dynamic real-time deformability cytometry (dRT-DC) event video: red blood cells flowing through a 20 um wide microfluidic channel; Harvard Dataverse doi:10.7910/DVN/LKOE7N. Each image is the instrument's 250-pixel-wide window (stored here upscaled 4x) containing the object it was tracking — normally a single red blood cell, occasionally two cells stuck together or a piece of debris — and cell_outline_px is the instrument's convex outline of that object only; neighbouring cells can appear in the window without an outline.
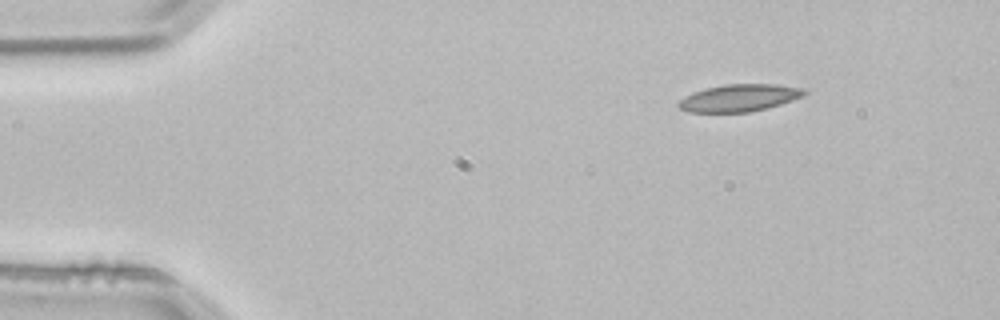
{"species": "common noctule bat (a hibernating species)", "species_latin": "Nyctalus noctula", "temperature_condition": "room temperature", "stored_images_in_passage": 3, "camera_frame_rate_fps": 3000, "um_per_image_px": 0.085, "animal": {"sex": "male", "body_mass_g": 21.5, "forearm_length_mm": 52.0}, "frame": {"image": 1, "passage_image": 1, "time_ms": 0.0, "image_size_px": [1000, 320], "cell_outline_px": [[808, 92], [804, 96], [780, 104], [748, 112], [688, 112], [680, 108], [676, 104], [684, 96], [692, 92], [704, 88], [724, 84], [776, 84], [804, 88]], "centroid_in_image_um": [62.82, 8.31], "position_along_channel_um": 22.2, "area_um2": 20.0}}